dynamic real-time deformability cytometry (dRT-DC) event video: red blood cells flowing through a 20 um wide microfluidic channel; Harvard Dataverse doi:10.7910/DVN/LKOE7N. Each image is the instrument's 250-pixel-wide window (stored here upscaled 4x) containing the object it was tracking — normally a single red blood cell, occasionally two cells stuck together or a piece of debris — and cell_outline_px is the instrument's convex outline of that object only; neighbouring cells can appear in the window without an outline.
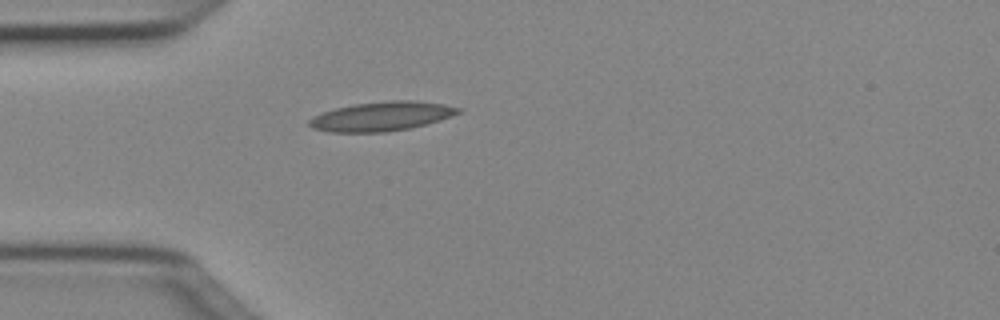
{"species": "Egyptian fruit bat (a non-hibernating species)", "species_latin": "Rousettus aegyptiacus", "temperature_condition": "cold", "stored_images_in_passage": 37, "camera_frame_rate_fps": 3000, "um_per_image_px": 0.085, "animal": {"sex": "female"}, "frame": {"image": 1, "passage_image": 1, "time_ms": 0.0, "image_size_px": [1000, 320], "cell_outline_px": [[464, 108], [460, 112], [440, 120], [408, 128], [384, 132], [328, 132], [312, 128], [308, 124], [308, 120], [324, 112], [336, 108], [352, 104], [392, 100], [416, 100], [444, 104]], "centroid_in_image_um": [32.45, 9.88], "position_along_channel_um": 52.6, "area_um2": 25.26}}
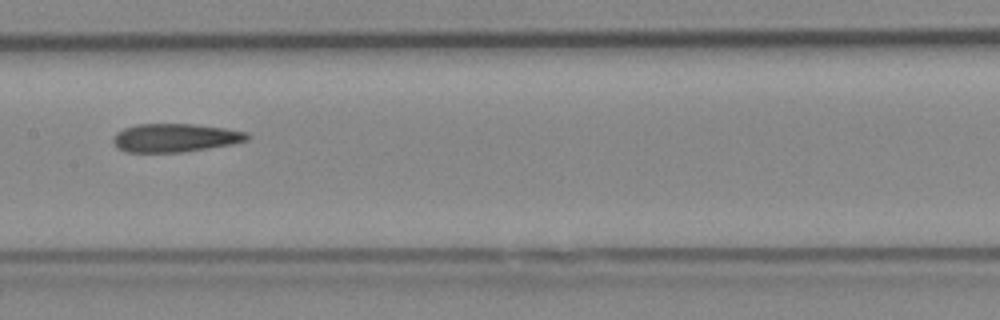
{"frame": {"image": 2, "passage_image": 12, "time_ms": 3.667, "image_size_px": [1000, 320], "cell_outline_px": [[252, 136], [248, 140], [232, 144], [208, 148], [180, 152], [124, 152], [116, 148], [112, 140], [112, 136], [116, 132], [124, 128], [136, 124], [196, 124], [224, 128], [248, 132]], "centroid_in_image_um": [14.87, 11.71], "position_along_channel_um": 192.5, "area_um2": 22.43}}
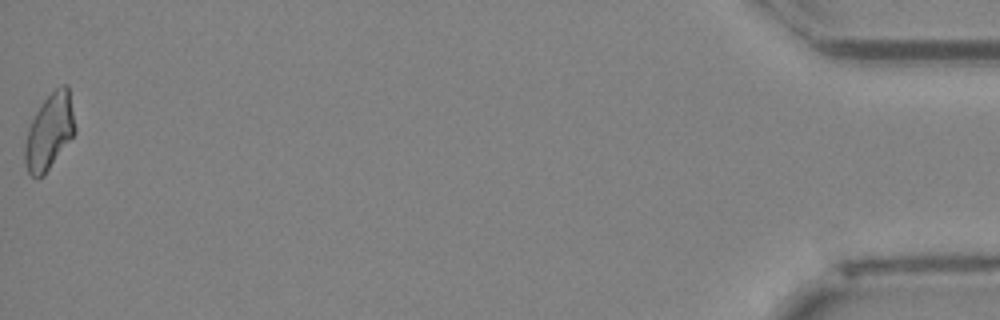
{"frame": {"image": 3, "passage_image": 37, "time_ms": 12.0, "image_size_px": [1000, 320], "cell_outline_px": [[76, 132], [44, 176], [36, 180], [28, 172], [24, 160], [24, 144], [28, 128], [36, 112], [44, 100], [56, 88], [64, 84], [68, 84], [76, 128]], "centroid_in_image_um": [4.2, 11.23], "position_along_channel_um": 431.0, "area_um2": 22.2}, "authors_computed_cell_mechanics": {"area_um2": 22.253, "velocity_mm_per_s": 4.0403, "shape_relaxation_time_tau1_ms": null, "shape_relaxation_time_tau2_ms": 3.3846, "deformation_change_tau1": null, "deformation_change_tau2": 0.1295}}